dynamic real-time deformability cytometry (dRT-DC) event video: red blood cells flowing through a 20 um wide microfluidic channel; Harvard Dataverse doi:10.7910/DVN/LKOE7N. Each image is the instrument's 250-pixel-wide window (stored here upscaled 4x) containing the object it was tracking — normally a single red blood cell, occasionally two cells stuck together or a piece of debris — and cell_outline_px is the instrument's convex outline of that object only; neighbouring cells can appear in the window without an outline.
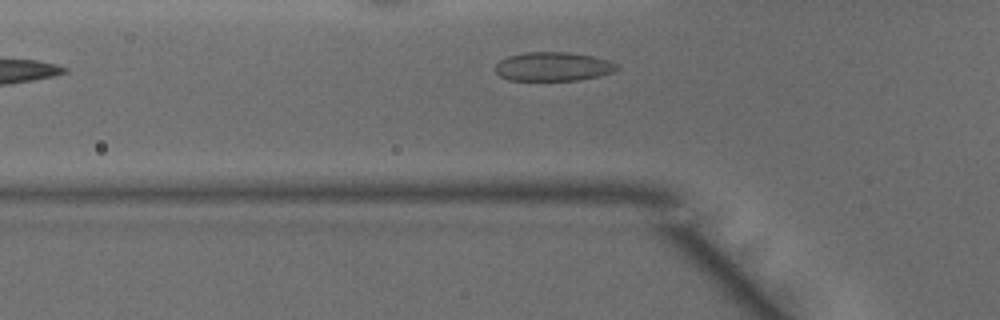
{"species": "common noctule bat (a hibernating species)", "species_latin": "Nyctalus noctula", "temperature_condition": "warm", "stored_images_in_passage": 28, "camera_frame_rate_fps": 3000, "um_per_image_px": 0.085, "animal": {"sex": "male", "body_mass_g": 15.6}, "frame": {"image": 1, "passage_image": 3, "time_ms": 0.667, "image_size_px": [1000, 320], "cell_outline_px": [[620, 68], [612, 72], [596, 76], [576, 80], [508, 80], [500, 76], [496, 72], [496, 64], [500, 60], [508, 56], [524, 52], [568, 52], [592, 56], [608, 60], [616, 64]], "centroid_in_image_um": [46.99, 5.65], "position_along_channel_um": 78.8, "area_um2": 20.35}}
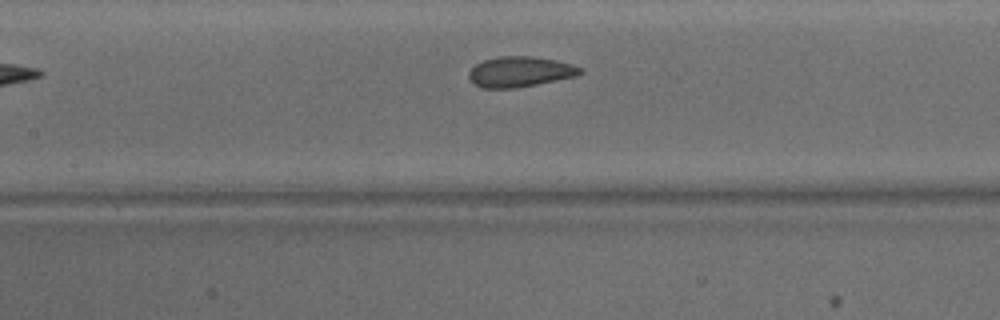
{"frame": {"image": 2, "passage_image": 9, "time_ms": 2.667, "image_size_px": [1000, 320], "cell_outline_px": [[584, 72], [576, 76], [516, 88], [484, 88], [476, 84], [468, 76], [468, 72], [476, 64], [484, 60], [500, 56], [532, 56], [556, 60], [572, 64], [584, 68]], "centroid_in_image_um": [44.24, 6.09], "position_along_channel_um": 163.2, "area_um2": 19.65}}
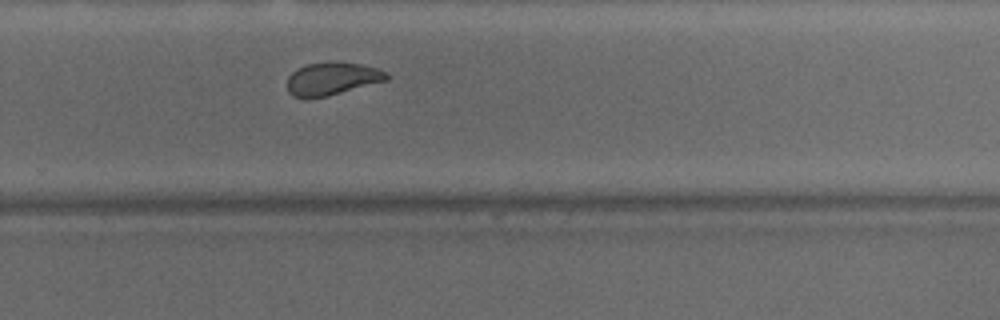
{"frame": {"image": 3, "passage_image": 19, "time_ms": 6.0, "image_size_px": [1000, 320], "cell_outline_px": [[388, 80], [328, 96], [292, 96], [288, 92], [288, 76], [296, 68], [308, 64], [364, 64], [380, 68], [388, 76]], "centroid_in_image_um": [28.25, 6.7], "position_along_channel_um": 301.5, "area_um2": 18.26}, "authors_computed_cell_mechanics": {"area_um2": 19.4208, "velocity_mm_per_s": 4.1719, "shape_relaxation_time_tau1_ms": 6.5055, "shape_relaxation_time_tau2_ms": 0.6324, "deformation_change_tau1": 0.1502, "deformation_change_tau2": 0.0404}}